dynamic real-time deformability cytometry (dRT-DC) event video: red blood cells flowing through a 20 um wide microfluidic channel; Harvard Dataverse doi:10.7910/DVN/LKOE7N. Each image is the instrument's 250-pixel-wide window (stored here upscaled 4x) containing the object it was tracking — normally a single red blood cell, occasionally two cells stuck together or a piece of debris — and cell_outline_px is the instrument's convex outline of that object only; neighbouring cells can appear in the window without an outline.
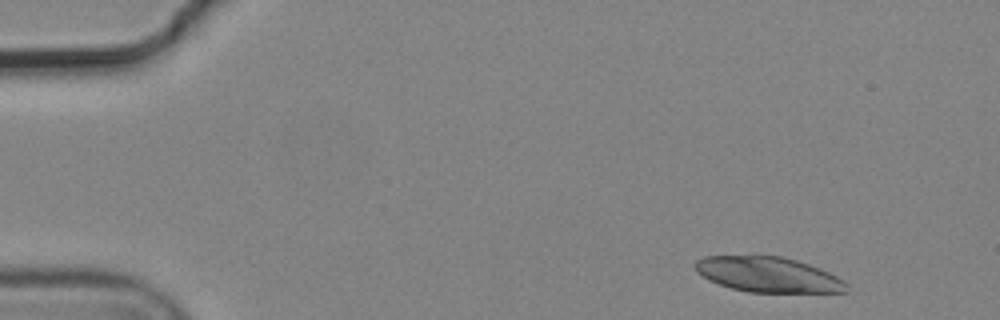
{"species": "common noctule bat (a hibernating species)", "species_latin": "Nyctalus noctula", "temperature_condition": "cold", "stored_images_in_passage": 3, "camera_frame_rate_fps": 3000, "um_per_image_px": 0.085, "animal": {"sex": "male", "body_mass_g": 19.2, "forearm_length_mm": 51.8}, "frame": {"image": 1, "passage_image": 1, "time_ms": 0.0, "image_size_px": [1000, 320], "cell_outline_px": [[848, 292], [748, 292], [732, 288], [720, 284], [696, 272], [692, 264], [696, 260], [704, 256], [784, 256], [820, 268], [844, 280], [848, 284]], "centroid_in_image_um": [65.3, 23.33], "position_along_channel_um": 19.7, "area_um2": 30.98}}